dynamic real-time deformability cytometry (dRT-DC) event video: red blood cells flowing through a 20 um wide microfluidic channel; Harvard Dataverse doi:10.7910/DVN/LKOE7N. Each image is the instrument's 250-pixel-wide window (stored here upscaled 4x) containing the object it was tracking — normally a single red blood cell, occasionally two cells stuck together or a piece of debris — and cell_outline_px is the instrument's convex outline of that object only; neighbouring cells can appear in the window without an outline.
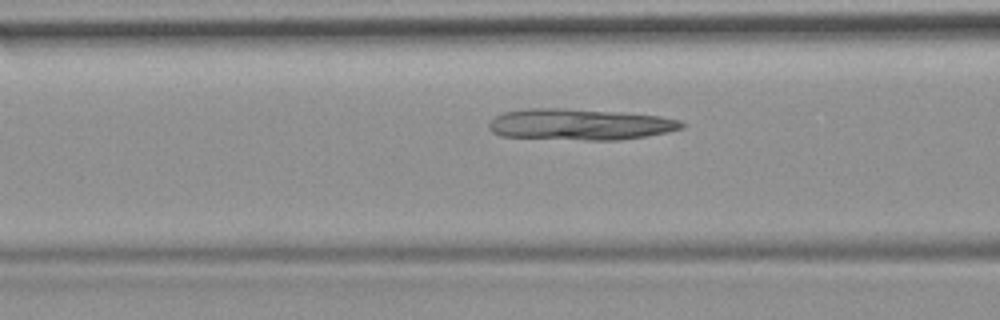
{"species": "common noctule bat (a hibernating species)", "species_latin": "Nyctalus noctula", "temperature_condition": "room temperature", "stored_images_in_passage": 31, "camera_frame_rate_fps": 3000, "um_per_image_px": 0.085, "animal": {"sex": "female", "body_mass_g": 19.9}, "frame": {"image": 1, "passage_image": 5, "time_ms": 1.333, "image_size_px": [1000, 320], "cell_outline_px": [[684, 128], [668, 132], [648, 136], [620, 140], [584, 140], [500, 136], [492, 132], [488, 128], [488, 124], [496, 116], [504, 112], [524, 108], [560, 108], [620, 112], [660, 116], [680, 120], [684, 124]], "centroid_in_image_um": [49.3, 10.58], "position_along_channel_um": 117.3, "area_um2": 35.26}}
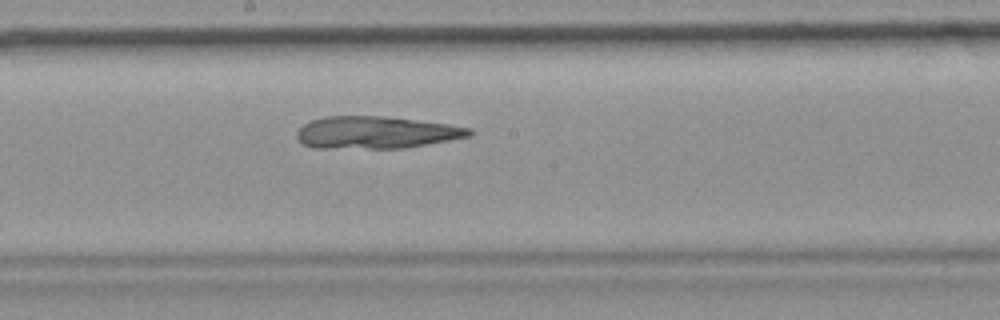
{"frame": {"image": 2, "passage_image": 13, "time_ms": 4.0, "image_size_px": [1000, 320], "cell_outline_px": [[472, 136], [404, 148], [316, 148], [304, 144], [296, 136], [296, 132], [304, 124], [312, 120], [324, 116], [384, 116], [448, 124], [472, 128]], "centroid_in_image_um": [31.97, 11.26], "position_along_channel_um": 216.2, "area_um2": 32.31}}
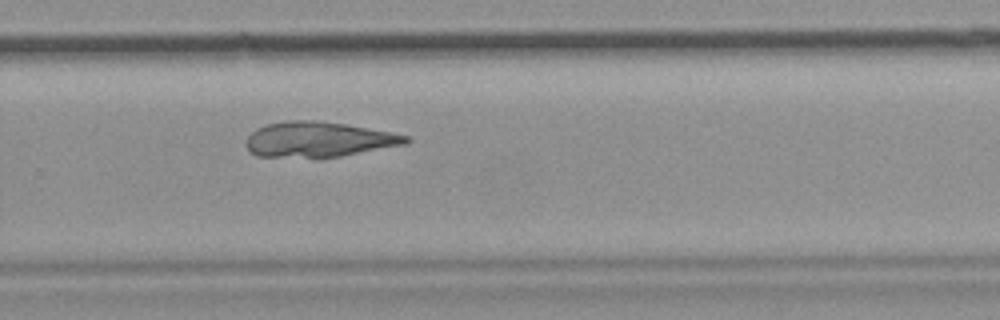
{"frame": {"image": 3, "passage_image": 20, "time_ms": 6.333, "image_size_px": [1000, 320], "cell_outline_px": [[412, 140], [408, 144], [340, 156], [256, 156], [248, 148], [248, 136], [256, 128], [268, 124], [288, 120], [316, 120], [344, 124], [392, 132], [408, 136]], "centroid_in_image_um": [27.14, 11.83], "position_along_channel_um": 302.7, "area_um2": 32.25}}